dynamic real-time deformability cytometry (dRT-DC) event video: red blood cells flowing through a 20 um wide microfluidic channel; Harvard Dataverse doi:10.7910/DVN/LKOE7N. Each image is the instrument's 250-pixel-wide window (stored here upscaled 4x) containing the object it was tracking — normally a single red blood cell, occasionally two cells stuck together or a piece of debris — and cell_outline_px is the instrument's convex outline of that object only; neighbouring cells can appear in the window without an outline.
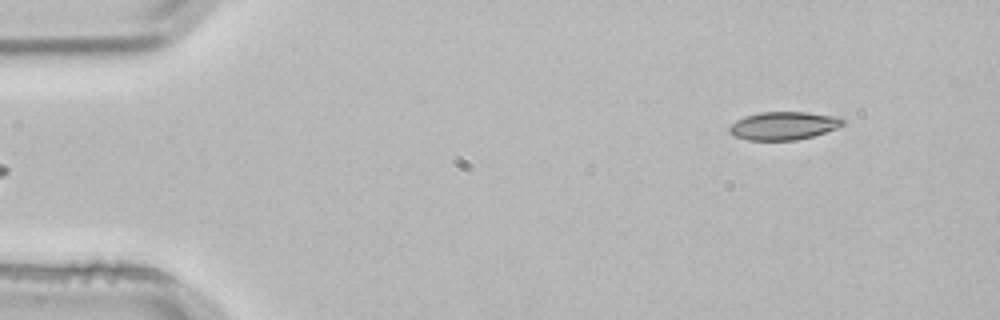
{"species": "common noctule bat (a hibernating species)", "species_latin": "Nyctalus noctula", "temperature_condition": "room temperature", "stored_images_in_passage": 2, "segment_of_instrument_passage": [2, 2], "camera_frame_rate_fps": 3000, "um_per_image_px": 0.085, "animal": {"sex": "male", "body_mass_g": 21.5, "forearm_length_mm": 52.0}, "frame": {"image": 1, "passage_image": 2, "time_ms": 0.333, "image_size_px": [1000, 320], "cell_outline_px": [[844, 124], [836, 128], [812, 136], [796, 140], [748, 140], [736, 136], [728, 132], [728, 128], [736, 120], [744, 116], [760, 112], [808, 112], [836, 116], [844, 120]], "centroid_in_image_um": [66.58, 10.68], "position_along_channel_um": 18.4, "area_um2": 18.5}}